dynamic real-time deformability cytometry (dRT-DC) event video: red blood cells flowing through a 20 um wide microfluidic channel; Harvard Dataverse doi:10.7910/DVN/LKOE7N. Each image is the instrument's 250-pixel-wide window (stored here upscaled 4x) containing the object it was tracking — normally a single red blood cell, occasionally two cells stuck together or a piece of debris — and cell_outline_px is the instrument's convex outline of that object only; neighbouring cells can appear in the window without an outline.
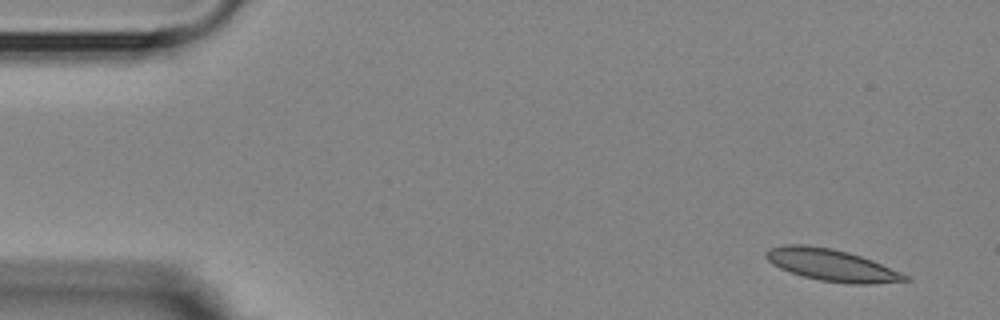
{"species": "Egyptian fruit bat (a non-hibernating species)", "species_latin": "Rousettus aegyptiacus", "temperature_condition": "room temperature", "stored_images_in_passage": 5, "segment_of_instrument_passage": [1, 2], "camera_frame_rate_fps": 3000, "um_per_image_px": 0.085, "animal": {"sex": "female"}, "frame": {"image": 1, "passage_image": 1, "time_ms": 0.0, "image_size_px": [1000, 320], "cell_outline_px": [[912, 280], [868, 284], [852, 284], [820, 280], [804, 276], [780, 268], [772, 264], [764, 256], [764, 252], [768, 248], [784, 244], [808, 244], [832, 248], [848, 252], [872, 260], [900, 272], [908, 276]], "centroid_in_image_um": [70.64, 22.51], "position_along_channel_um": 14.4, "area_um2": 25.78}}
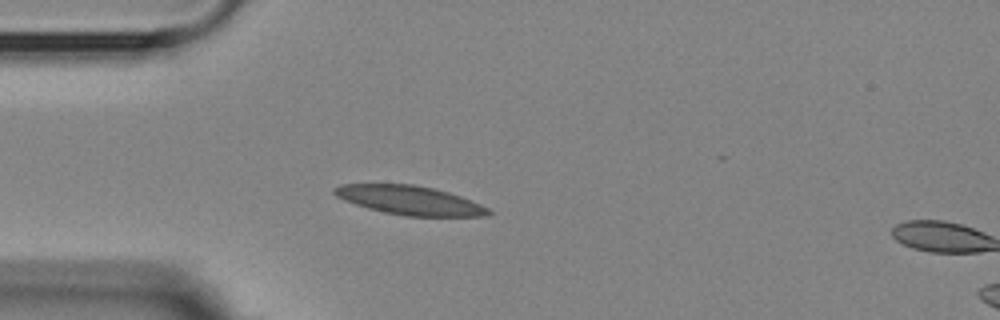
{"frame": {"image": 2, "passage_image": 4, "time_ms": 3.667, "image_size_px": [1000, 320], "cell_outline_px": [[492, 212], [484, 216], [404, 216], [384, 212], [368, 208], [344, 200], [336, 196], [332, 192], [332, 188], [340, 184], [412, 184], [432, 188], [448, 192], [460, 196], [480, 204], [488, 208]], "centroid_in_image_um": [34.79, 17.02], "position_along_channel_um": 50.2, "area_um2": 25.84}}